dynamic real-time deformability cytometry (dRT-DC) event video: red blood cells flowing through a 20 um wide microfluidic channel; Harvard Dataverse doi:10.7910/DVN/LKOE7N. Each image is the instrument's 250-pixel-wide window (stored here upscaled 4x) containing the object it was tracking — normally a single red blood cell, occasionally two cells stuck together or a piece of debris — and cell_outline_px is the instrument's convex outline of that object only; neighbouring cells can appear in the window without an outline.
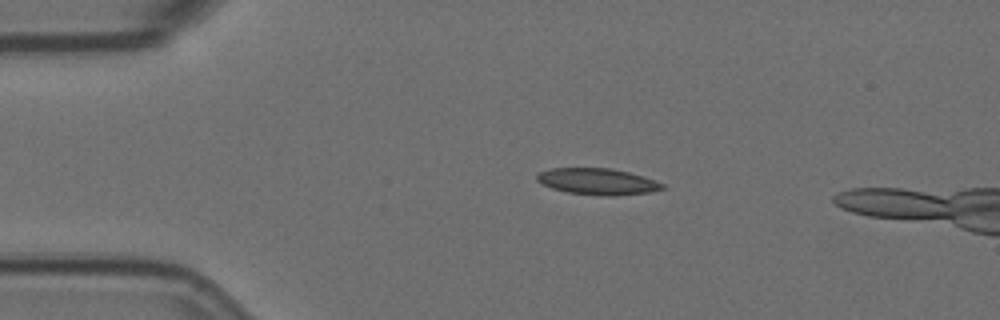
{"species": "Egyptian fruit bat (a non-hibernating species)", "species_latin": "Rousettus aegyptiacus", "temperature_condition": "room temperature", "stored_images_in_passage": 3, "camera_frame_rate_fps": 3000, "um_per_image_px": 0.085, "animal": {"sex": "female"}, "frame": {"image": 1, "passage_image": 2, "time_ms": 0.333, "image_size_px": [1000, 320], "cell_outline_px": [[668, 188], [652, 192], [616, 196], [596, 196], [568, 192], [552, 188], [540, 184], [536, 180], [536, 176], [540, 172], [552, 168], [612, 168], [644, 176], [664, 184]], "centroid_in_image_um": [50.83, 15.44], "position_along_channel_um": 34.2, "area_um2": 19.59}}